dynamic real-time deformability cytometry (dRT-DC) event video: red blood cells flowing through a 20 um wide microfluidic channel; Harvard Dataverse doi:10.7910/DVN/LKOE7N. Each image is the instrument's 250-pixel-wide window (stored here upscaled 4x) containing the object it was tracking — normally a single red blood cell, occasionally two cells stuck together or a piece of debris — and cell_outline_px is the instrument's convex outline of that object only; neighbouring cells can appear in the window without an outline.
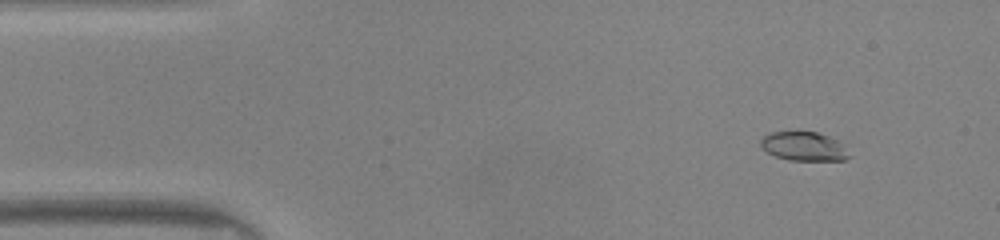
{"species": "common noctule bat (a hibernating species)", "species_latin": "Nyctalus noctula", "temperature_condition": "warm", "stored_images_in_passage": 44, "camera_frame_rate_fps": 3000, "um_per_image_px": 0.085, "animal": {"sex": "male", "body_mass_g": 20.0, "forearm_length_mm": 53.3}, "frame": {"image": 1, "passage_image": 1, "time_ms": 0.0, "image_size_px": [1000, 240], "cell_outline_px": [[852, 156], [844, 160], [788, 160], [776, 156], [768, 152], [760, 144], [760, 140], [764, 136], [772, 132], [816, 132], [828, 136], [836, 140]], "centroid_in_image_um": [68.32, 12.45], "position_along_channel_um": 16.7, "area_um2": 14.62}}
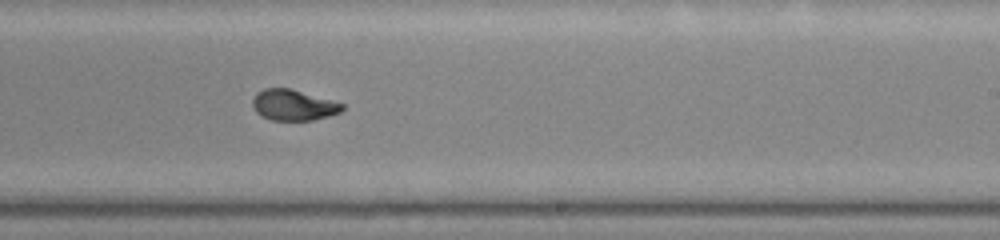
{"frame": {"image": 2, "passage_image": 25, "time_ms": 8.0, "image_size_px": [1000, 240], "cell_outline_px": [[344, 108], [340, 112], [328, 116], [312, 120], [272, 120], [260, 116], [256, 112], [252, 104], [252, 100], [256, 92], [264, 88], [292, 88], [344, 104]], "centroid_in_image_um": [24.91, 8.92], "position_along_channel_um": 264.1, "area_um2": 16.18}}
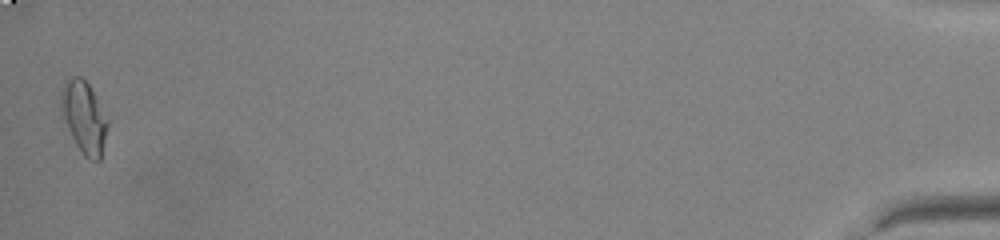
{"frame": {"image": 3, "passage_image": 44, "time_ms": 14.333, "image_size_px": [1000, 240], "cell_outline_px": [[108, 128], [100, 160], [88, 160], [84, 156], [76, 144], [68, 128], [64, 116], [64, 84], [72, 76], [80, 76], [88, 84], [108, 124]], "centroid_in_image_um": [7.19, 10.05], "position_along_channel_um": 428.0, "area_um2": 18.15}, "authors_computed_cell_mechanics": {"area_um2": 16.4441, "velocity_mm_per_s": 4.1711, "shape_relaxation_time_tau1_ms": 3.4549, "shape_relaxation_time_tau2_ms": 1.1846, "deformation_change_tau1": 0.1727, "deformation_change_tau2": 0.0614}}